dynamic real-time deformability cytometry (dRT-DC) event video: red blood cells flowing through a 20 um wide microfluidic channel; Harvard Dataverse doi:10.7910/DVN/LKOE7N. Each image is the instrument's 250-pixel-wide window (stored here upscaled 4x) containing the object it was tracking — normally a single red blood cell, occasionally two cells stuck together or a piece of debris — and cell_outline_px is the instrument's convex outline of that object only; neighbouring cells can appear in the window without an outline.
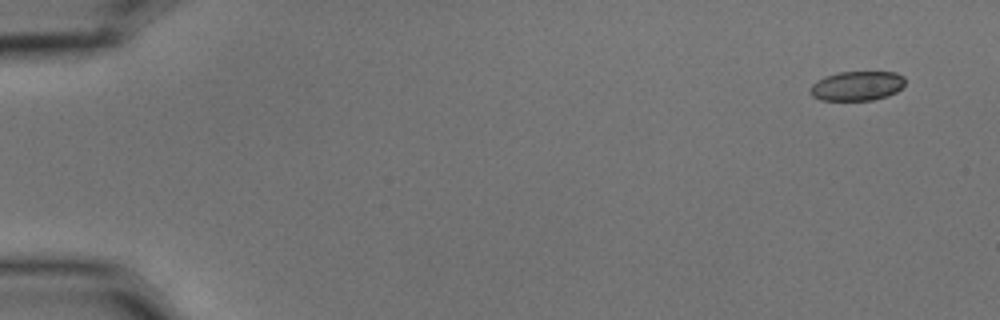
{"species": "common noctule bat (a hibernating species)", "species_latin": "Nyctalus noctula", "temperature_condition": "cold", "stored_images_in_passage": 2, "camera_frame_rate_fps": 3000, "um_per_image_px": 0.085, "animal": {"sex": "male", "body_mass_g": 15.6}, "frame": {"image": 1, "passage_image": 1, "time_ms": 0.0, "image_size_px": [1000, 320], "cell_outline_px": [[904, 84], [896, 92], [888, 96], [872, 100], [820, 100], [812, 96], [808, 92], [812, 84], [816, 80], [824, 76], [840, 72], [896, 72], [904, 76]], "centroid_in_image_um": [72.81, 7.3], "position_along_channel_um": 12.2, "area_um2": 16.42}}